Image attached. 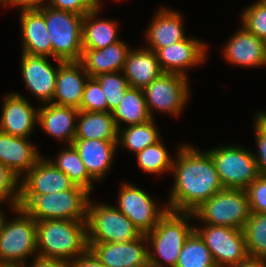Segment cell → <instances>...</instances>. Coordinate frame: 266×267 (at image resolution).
<instances>
[{
	"label": "cell",
	"mask_w": 266,
	"mask_h": 267,
	"mask_svg": "<svg viewBox=\"0 0 266 267\" xmlns=\"http://www.w3.org/2000/svg\"><path fill=\"white\" fill-rule=\"evenodd\" d=\"M176 150L171 168L174 180L166 205L168 210L193 212L224 187L206 150L187 143H180Z\"/></svg>",
	"instance_id": "1"
},
{
	"label": "cell",
	"mask_w": 266,
	"mask_h": 267,
	"mask_svg": "<svg viewBox=\"0 0 266 267\" xmlns=\"http://www.w3.org/2000/svg\"><path fill=\"white\" fill-rule=\"evenodd\" d=\"M38 257L73 261L89 249L87 222L42 220L36 226Z\"/></svg>",
	"instance_id": "2"
},
{
	"label": "cell",
	"mask_w": 266,
	"mask_h": 267,
	"mask_svg": "<svg viewBox=\"0 0 266 267\" xmlns=\"http://www.w3.org/2000/svg\"><path fill=\"white\" fill-rule=\"evenodd\" d=\"M192 219L195 220L192 212L168 210L146 234L151 267L176 266L186 239L194 231Z\"/></svg>",
	"instance_id": "3"
},
{
	"label": "cell",
	"mask_w": 266,
	"mask_h": 267,
	"mask_svg": "<svg viewBox=\"0 0 266 267\" xmlns=\"http://www.w3.org/2000/svg\"><path fill=\"white\" fill-rule=\"evenodd\" d=\"M91 192L82 186L46 195H19L18 206L36 221L74 220L87 222Z\"/></svg>",
	"instance_id": "4"
},
{
	"label": "cell",
	"mask_w": 266,
	"mask_h": 267,
	"mask_svg": "<svg viewBox=\"0 0 266 267\" xmlns=\"http://www.w3.org/2000/svg\"><path fill=\"white\" fill-rule=\"evenodd\" d=\"M11 210L16 216L8 220L4 213L0 222V264L19 267L38 256L37 221L19 206Z\"/></svg>",
	"instance_id": "5"
},
{
	"label": "cell",
	"mask_w": 266,
	"mask_h": 267,
	"mask_svg": "<svg viewBox=\"0 0 266 267\" xmlns=\"http://www.w3.org/2000/svg\"><path fill=\"white\" fill-rule=\"evenodd\" d=\"M36 7L44 14L52 42V60L79 62L83 52L84 16L46 6V4H39Z\"/></svg>",
	"instance_id": "6"
},
{
	"label": "cell",
	"mask_w": 266,
	"mask_h": 267,
	"mask_svg": "<svg viewBox=\"0 0 266 267\" xmlns=\"http://www.w3.org/2000/svg\"><path fill=\"white\" fill-rule=\"evenodd\" d=\"M192 213L200 224L243 230L251 212L246 190L223 188Z\"/></svg>",
	"instance_id": "7"
},
{
	"label": "cell",
	"mask_w": 266,
	"mask_h": 267,
	"mask_svg": "<svg viewBox=\"0 0 266 267\" xmlns=\"http://www.w3.org/2000/svg\"><path fill=\"white\" fill-rule=\"evenodd\" d=\"M206 151L214 161L224 188L245 190L260 176L253 151L243 146L224 144Z\"/></svg>",
	"instance_id": "8"
},
{
	"label": "cell",
	"mask_w": 266,
	"mask_h": 267,
	"mask_svg": "<svg viewBox=\"0 0 266 267\" xmlns=\"http://www.w3.org/2000/svg\"><path fill=\"white\" fill-rule=\"evenodd\" d=\"M91 200L87 212L88 242H128L142 235L116 206Z\"/></svg>",
	"instance_id": "9"
},
{
	"label": "cell",
	"mask_w": 266,
	"mask_h": 267,
	"mask_svg": "<svg viewBox=\"0 0 266 267\" xmlns=\"http://www.w3.org/2000/svg\"><path fill=\"white\" fill-rule=\"evenodd\" d=\"M189 78L177 74L163 72L159 77L147 85L143 91L146 105L154 119V111L167 115L180 116L184 113L190 94Z\"/></svg>",
	"instance_id": "10"
},
{
	"label": "cell",
	"mask_w": 266,
	"mask_h": 267,
	"mask_svg": "<svg viewBox=\"0 0 266 267\" xmlns=\"http://www.w3.org/2000/svg\"><path fill=\"white\" fill-rule=\"evenodd\" d=\"M194 230L209 248L217 267L237 265L248 256L242 229L203 224Z\"/></svg>",
	"instance_id": "11"
},
{
	"label": "cell",
	"mask_w": 266,
	"mask_h": 267,
	"mask_svg": "<svg viewBox=\"0 0 266 267\" xmlns=\"http://www.w3.org/2000/svg\"><path fill=\"white\" fill-rule=\"evenodd\" d=\"M117 198L116 208L134 224L141 234L146 235L151 232L159 219L168 211L166 203L158 206L150 194L129 182L121 183Z\"/></svg>",
	"instance_id": "12"
},
{
	"label": "cell",
	"mask_w": 266,
	"mask_h": 267,
	"mask_svg": "<svg viewBox=\"0 0 266 267\" xmlns=\"http://www.w3.org/2000/svg\"><path fill=\"white\" fill-rule=\"evenodd\" d=\"M50 57L21 53V76L32 96L41 103H50L56 89L59 66L63 61L56 60V67L49 62Z\"/></svg>",
	"instance_id": "13"
},
{
	"label": "cell",
	"mask_w": 266,
	"mask_h": 267,
	"mask_svg": "<svg viewBox=\"0 0 266 267\" xmlns=\"http://www.w3.org/2000/svg\"><path fill=\"white\" fill-rule=\"evenodd\" d=\"M208 48L203 40L187 36L180 42L160 48L156 55L163 72L189 77L187 72L190 68L206 62Z\"/></svg>",
	"instance_id": "14"
},
{
	"label": "cell",
	"mask_w": 266,
	"mask_h": 267,
	"mask_svg": "<svg viewBox=\"0 0 266 267\" xmlns=\"http://www.w3.org/2000/svg\"><path fill=\"white\" fill-rule=\"evenodd\" d=\"M89 249L105 267H132L149 264L148 241L145 234L128 242H88Z\"/></svg>",
	"instance_id": "15"
},
{
	"label": "cell",
	"mask_w": 266,
	"mask_h": 267,
	"mask_svg": "<svg viewBox=\"0 0 266 267\" xmlns=\"http://www.w3.org/2000/svg\"><path fill=\"white\" fill-rule=\"evenodd\" d=\"M0 116V131L24 138L31 137L38 122V109L19 92L4 96Z\"/></svg>",
	"instance_id": "16"
},
{
	"label": "cell",
	"mask_w": 266,
	"mask_h": 267,
	"mask_svg": "<svg viewBox=\"0 0 266 267\" xmlns=\"http://www.w3.org/2000/svg\"><path fill=\"white\" fill-rule=\"evenodd\" d=\"M222 56L233 66L257 68L266 66V41L249 32L244 26L228 38Z\"/></svg>",
	"instance_id": "17"
},
{
	"label": "cell",
	"mask_w": 266,
	"mask_h": 267,
	"mask_svg": "<svg viewBox=\"0 0 266 267\" xmlns=\"http://www.w3.org/2000/svg\"><path fill=\"white\" fill-rule=\"evenodd\" d=\"M76 184L42 156L20 179V195H46L72 189Z\"/></svg>",
	"instance_id": "18"
},
{
	"label": "cell",
	"mask_w": 266,
	"mask_h": 267,
	"mask_svg": "<svg viewBox=\"0 0 266 267\" xmlns=\"http://www.w3.org/2000/svg\"><path fill=\"white\" fill-rule=\"evenodd\" d=\"M153 16L144 35L148 45L145 48L156 53L160 48L168 47L187 37L181 12L162 6Z\"/></svg>",
	"instance_id": "19"
},
{
	"label": "cell",
	"mask_w": 266,
	"mask_h": 267,
	"mask_svg": "<svg viewBox=\"0 0 266 267\" xmlns=\"http://www.w3.org/2000/svg\"><path fill=\"white\" fill-rule=\"evenodd\" d=\"M29 138L0 131V163L20 180L43 156Z\"/></svg>",
	"instance_id": "20"
},
{
	"label": "cell",
	"mask_w": 266,
	"mask_h": 267,
	"mask_svg": "<svg viewBox=\"0 0 266 267\" xmlns=\"http://www.w3.org/2000/svg\"><path fill=\"white\" fill-rule=\"evenodd\" d=\"M42 105H39L37 125L57 141H66L67 144L65 145L72 144L80 110L75 107L59 106L53 103Z\"/></svg>",
	"instance_id": "21"
},
{
	"label": "cell",
	"mask_w": 266,
	"mask_h": 267,
	"mask_svg": "<svg viewBox=\"0 0 266 267\" xmlns=\"http://www.w3.org/2000/svg\"><path fill=\"white\" fill-rule=\"evenodd\" d=\"M21 44L24 54L52 58V42L44 14L37 8L20 9Z\"/></svg>",
	"instance_id": "22"
},
{
	"label": "cell",
	"mask_w": 266,
	"mask_h": 267,
	"mask_svg": "<svg viewBox=\"0 0 266 267\" xmlns=\"http://www.w3.org/2000/svg\"><path fill=\"white\" fill-rule=\"evenodd\" d=\"M118 140L74 139L72 145L79 152L89 175L99 182L113 168ZM112 166V167H111Z\"/></svg>",
	"instance_id": "23"
},
{
	"label": "cell",
	"mask_w": 266,
	"mask_h": 267,
	"mask_svg": "<svg viewBox=\"0 0 266 267\" xmlns=\"http://www.w3.org/2000/svg\"><path fill=\"white\" fill-rule=\"evenodd\" d=\"M89 77L80 62H63L58 69L56 89L50 103L79 108Z\"/></svg>",
	"instance_id": "24"
},
{
	"label": "cell",
	"mask_w": 266,
	"mask_h": 267,
	"mask_svg": "<svg viewBox=\"0 0 266 267\" xmlns=\"http://www.w3.org/2000/svg\"><path fill=\"white\" fill-rule=\"evenodd\" d=\"M124 40L113 43L103 49H83L80 63L90 77L101 73L122 71L128 53L132 48Z\"/></svg>",
	"instance_id": "25"
},
{
	"label": "cell",
	"mask_w": 266,
	"mask_h": 267,
	"mask_svg": "<svg viewBox=\"0 0 266 267\" xmlns=\"http://www.w3.org/2000/svg\"><path fill=\"white\" fill-rule=\"evenodd\" d=\"M131 88L144 89L163 71L154 51L147 48L131 49L122 70Z\"/></svg>",
	"instance_id": "26"
},
{
	"label": "cell",
	"mask_w": 266,
	"mask_h": 267,
	"mask_svg": "<svg viewBox=\"0 0 266 267\" xmlns=\"http://www.w3.org/2000/svg\"><path fill=\"white\" fill-rule=\"evenodd\" d=\"M102 2L93 11L87 13L82 24L83 49H103L120 39L118 24L113 20L98 18Z\"/></svg>",
	"instance_id": "27"
},
{
	"label": "cell",
	"mask_w": 266,
	"mask_h": 267,
	"mask_svg": "<svg viewBox=\"0 0 266 267\" xmlns=\"http://www.w3.org/2000/svg\"><path fill=\"white\" fill-rule=\"evenodd\" d=\"M74 139L118 140L111 112L79 111Z\"/></svg>",
	"instance_id": "28"
},
{
	"label": "cell",
	"mask_w": 266,
	"mask_h": 267,
	"mask_svg": "<svg viewBox=\"0 0 266 267\" xmlns=\"http://www.w3.org/2000/svg\"><path fill=\"white\" fill-rule=\"evenodd\" d=\"M118 129L122 122L126 126L148 122L152 119L149 114L143 89L129 88L120 104L111 112Z\"/></svg>",
	"instance_id": "29"
},
{
	"label": "cell",
	"mask_w": 266,
	"mask_h": 267,
	"mask_svg": "<svg viewBox=\"0 0 266 267\" xmlns=\"http://www.w3.org/2000/svg\"><path fill=\"white\" fill-rule=\"evenodd\" d=\"M160 136L155 119H151L148 122L118 129L117 146L135 155L145 147L158 142L161 139Z\"/></svg>",
	"instance_id": "30"
},
{
	"label": "cell",
	"mask_w": 266,
	"mask_h": 267,
	"mask_svg": "<svg viewBox=\"0 0 266 267\" xmlns=\"http://www.w3.org/2000/svg\"><path fill=\"white\" fill-rule=\"evenodd\" d=\"M58 154L54 160L48 157L46 158L76 185L82 186L92 193L94 189L93 185L96 181L89 175L76 148L70 144Z\"/></svg>",
	"instance_id": "31"
},
{
	"label": "cell",
	"mask_w": 266,
	"mask_h": 267,
	"mask_svg": "<svg viewBox=\"0 0 266 267\" xmlns=\"http://www.w3.org/2000/svg\"><path fill=\"white\" fill-rule=\"evenodd\" d=\"M171 153L166 149L162 139L158 142L145 147L141 152H138L134 156L137 159L138 168L142 169L146 173L160 175L166 172L171 173L173 166V157Z\"/></svg>",
	"instance_id": "32"
},
{
	"label": "cell",
	"mask_w": 266,
	"mask_h": 267,
	"mask_svg": "<svg viewBox=\"0 0 266 267\" xmlns=\"http://www.w3.org/2000/svg\"><path fill=\"white\" fill-rule=\"evenodd\" d=\"M175 267H217L209 248L195 230L186 239Z\"/></svg>",
	"instance_id": "33"
},
{
	"label": "cell",
	"mask_w": 266,
	"mask_h": 267,
	"mask_svg": "<svg viewBox=\"0 0 266 267\" xmlns=\"http://www.w3.org/2000/svg\"><path fill=\"white\" fill-rule=\"evenodd\" d=\"M248 256L266 259V213H250L243 228Z\"/></svg>",
	"instance_id": "34"
},
{
	"label": "cell",
	"mask_w": 266,
	"mask_h": 267,
	"mask_svg": "<svg viewBox=\"0 0 266 267\" xmlns=\"http://www.w3.org/2000/svg\"><path fill=\"white\" fill-rule=\"evenodd\" d=\"M107 101V112H112L122 101L126 91L130 88L122 71L101 73L95 76Z\"/></svg>",
	"instance_id": "35"
},
{
	"label": "cell",
	"mask_w": 266,
	"mask_h": 267,
	"mask_svg": "<svg viewBox=\"0 0 266 267\" xmlns=\"http://www.w3.org/2000/svg\"><path fill=\"white\" fill-rule=\"evenodd\" d=\"M243 9L240 15L241 25L258 38L266 41V4L262 0H258Z\"/></svg>",
	"instance_id": "36"
},
{
	"label": "cell",
	"mask_w": 266,
	"mask_h": 267,
	"mask_svg": "<svg viewBox=\"0 0 266 267\" xmlns=\"http://www.w3.org/2000/svg\"><path fill=\"white\" fill-rule=\"evenodd\" d=\"M80 111L107 112V101L100 83L95 77H89L82 94Z\"/></svg>",
	"instance_id": "37"
},
{
	"label": "cell",
	"mask_w": 266,
	"mask_h": 267,
	"mask_svg": "<svg viewBox=\"0 0 266 267\" xmlns=\"http://www.w3.org/2000/svg\"><path fill=\"white\" fill-rule=\"evenodd\" d=\"M254 116L253 129L257 153L253 151V155L257 162L259 174L266 177V111L260 110Z\"/></svg>",
	"instance_id": "38"
},
{
	"label": "cell",
	"mask_w": 266,
	"mask_h": 267,
	"mask_svg": "<svg viewBox=\"0 0 266 267\" xmlns=\"http://www.w3.org/2000/svg\"><path fill=\"white\" fill-rule=\"evenodd\" d=\"M20 180L6 166L0 163V204L4 202L11 207L18 206Z\"/></svg>",
	"instance_id": "39"
},
{
	"label": "cell",
	"mask_w": 266,
	"mask_h": 267,
	"mask_svg": "<svg viewBox=\"0 0 266 267\" xmlns=\"http://www.w3.org/2000/svg\"><path fill=\"white\" fill-rule=\"evenodd\" d=\"M245 190L248 196L250 212L266 213V177L260 175Z\"/></svg>",
	"instance_id": "40"
},
{
	"label": "cell",
	"mask_w": 266,
	"mask_h": 267,
	"mask_svg": "<svg viewBox=\"0 0 266 267\" xmlns=\"http://www.w3.org/2000/svg\"><path fill=\"white\" fill-rule=\"evenodd\" d=\"M102 3V0H46L44 4L62 11L85 16Z\"/></svg>",
	"instance_id": "41"
},
{
	"label": "cell",
	"mask_w": 266,
	"mask_h": 267,
	"mask_svg": "<svg viewBox=\"0 0 266 267\" xmlns=\"http://www.w3.org/2000/svg\"><path fill=\"white\" fill-rule=\"evenodd\" d=\"M69 265L70 267H105L90 249L69 262Z\"/></svg>",
	"instance_id": "42"
},
{
	"label": "cell",
	"mask_w": 266,
	"mask_h": 267,
	"mask_svg": "<svg viewBox=\"0 0 266 267\" xmlns=\"http://www.w3.org/2000/svg\"><path fill=\"white\" fill-rule=\"evenodd\" d=\"M30 261L31 264L25 263L19 267H70L69 262L65 260L47 259L37 256L34 259H30Z\"/></svg>",
	"instance_id": "43"
},
{
	"label": "cell",
	"mask_w": 266,
	"mask_h": 267,
	"mask_svg": "<svg viewBox=\"0 0 266 267\" xmlns=\"http://www.w3.org/2000/svg\"><path fill=\"white\" fill-rule=\"evenodd\" d=\"M230 267H266V259L247 256L237 265Z\"/></svg>",
	"instance_id": "44"
},
{
	"label": "cell",
	"mask_w": 266,
	"mask_h": 267,
	"mask_svg": "<svg viewBox=\"0 0 266 267\" xmlns=\"http://www.w3.org/2000/svg\"><path fill=\"white\" fill-rule=\"evenodd\" d=\"M0 5L9 7H17L20 9L28 8V0H0Z\"/></svg>",
	"instance_id": "45"
},
{
	"label": "cell",
	"mask_w": 266,
	"mask_h": 267,
	"mask_svg": "<svg viewBox=\"0 0 266 267\" xmlns=\"http://www.w3.org/2000/svg\"><path fill=\"white\" fill-rule=\"evenodd\" d=\"M46 0H28V8H34L39 4H44Z\"/></svg>",
	"instance_id": "46"
},
{
	"label": "cell",
	"mask_w": 266,
	"mask_h": 267,
	"mask_svg": "<svg viewBox=\"0 0 266 267\" xmlns=\"http://www.w3.org/2000/svg\"><path fill=\"white\" fill-rule=\"evenodd\" d=\"M132 267H151L150 264H141V265H136V266H132Z\"/></svg>",
	"instance_id": "47"
},
{
	"label": "cell",
	"mask_w": 266,
	"mask_h": 267,
	"mask_svg": "<svg viewBox=\"0 0 266 267\" xmlns=\"http://www.w3.org/2000/svg\"><path fill=\"white\" fill-rule=\"evenodd\" d=\"M1 209H2V208H0V222H1V220H2V218H3V215H4V213H3L4 211H2Z\"/></svg>",
	"instance_id": "48"
},
{
	"label": "cell",
	"mask_w": 266,
	"mask_h": 267,
	"mask_svg": "<svg viewBox=\"0 0 266 267\" xmlns=\"http://www.w3.org/2000/svg\"><path fill=\"white\" fill-rule=\"evenodd\" d=\"M0 267H11V266H7V265H1V264H0Z\"/></svg>",
	"instance_id": "49"
}]
</instances>
